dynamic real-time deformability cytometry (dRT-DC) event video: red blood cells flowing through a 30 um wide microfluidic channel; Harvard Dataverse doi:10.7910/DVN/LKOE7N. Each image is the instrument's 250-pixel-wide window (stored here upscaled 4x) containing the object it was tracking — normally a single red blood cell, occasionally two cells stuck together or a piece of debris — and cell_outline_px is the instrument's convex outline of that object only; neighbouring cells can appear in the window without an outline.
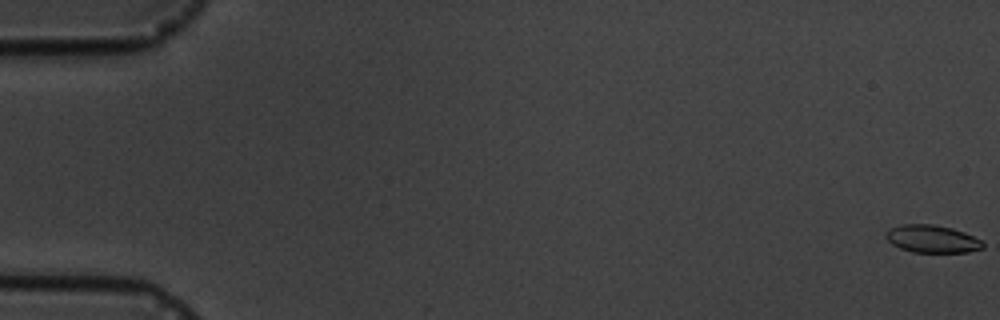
{"species": "common noctule bat (a hibernating species)", "species_latin": "Nyctalus noctula", "temperature_condition": "cold", "stored_images_in_passage": 5, "camera_frame_rate_fps": 3000, "um_per_image_px": 0.085, "animal": {"sex": "male", "body_mass_g": 19.5, "forearm_length_mm": 54.6}, "frame": {"image": 1, "passage_image": 1, "time_ms": 0.0, "image_size_px": [1000, 320], "cell_outline_px": [[984, 248], [968, 252], [912, 252], [900, 248], [892, 244], [884, 236], [884, 232], [888, 228], [900, 224], [936, 224], [952, 228], [964, 232], [980, 240], [984, 244]], "centroid_in_image_um": [79.18, 20.29], "position_along_channel_um": 5.8, "area_um2": 15.78}}
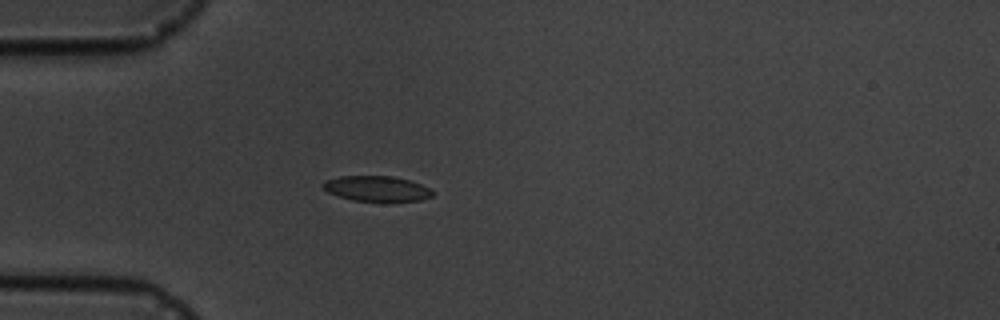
{"frame": {"image": 2, "passage_image": 5, "time_ms": 5.333, "image_size_px": [1000, 320], "cell_outline_px": [[436, 192], [432, 196], [420, 200], [384, 204], [352, 200], [328, 192], [324, 188], [324, 184], [328, 180], [340, 176], [388, 176], [412, 180]], "centroid_in_image_um": [32.11, 16.08], "position_along_channel_um": 52.9, "area_um2": 16.65}}